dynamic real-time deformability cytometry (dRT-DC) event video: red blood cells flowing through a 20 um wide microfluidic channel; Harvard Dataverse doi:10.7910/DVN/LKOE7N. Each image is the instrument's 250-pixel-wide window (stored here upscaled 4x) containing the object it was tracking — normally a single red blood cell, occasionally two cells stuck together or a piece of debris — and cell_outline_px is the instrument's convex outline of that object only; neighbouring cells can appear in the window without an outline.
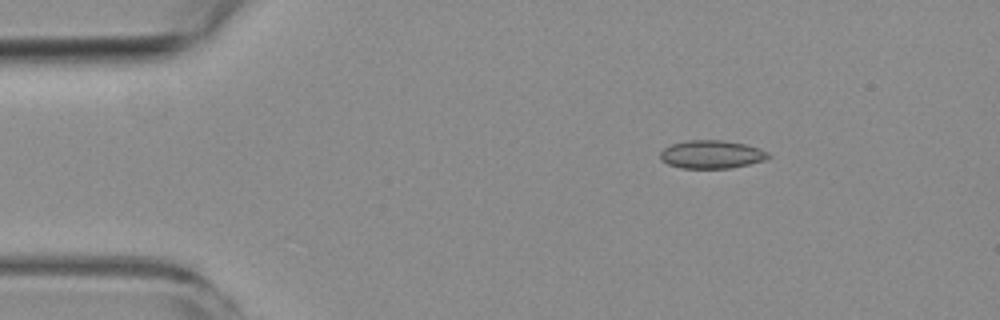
{"species": "common noctule bat (a hibernating species)", "species_latin": "Nyctalus noctula", "temperature_condition": "room temperature", "stored_images_in_passage": 6, "camera_frame_rate_fps": 3000, "um_per_image_px": 0.085, "animal": {"sex": "female", "body_mass_g": 19.3, "forearm_length_mm": 54.1}, "frame": {"image": 1, "passage_image": 3, "time_ms": 2.333, "image_size_px": [1000, 320], "cell_outline_px": [[772, 156], [764, 160], [748, 164], [728, 168], [680, 168], [668, 164], [660, 160], [660, 152], [664, 148], [672, 144], [688, 140], [724, 140], [744, 144], [760, 148], [768, 152]], "centroid_in_image_um": [60.48, 13.12], "position_along_channel_um": 24.5, "area_um2": 17.74}}